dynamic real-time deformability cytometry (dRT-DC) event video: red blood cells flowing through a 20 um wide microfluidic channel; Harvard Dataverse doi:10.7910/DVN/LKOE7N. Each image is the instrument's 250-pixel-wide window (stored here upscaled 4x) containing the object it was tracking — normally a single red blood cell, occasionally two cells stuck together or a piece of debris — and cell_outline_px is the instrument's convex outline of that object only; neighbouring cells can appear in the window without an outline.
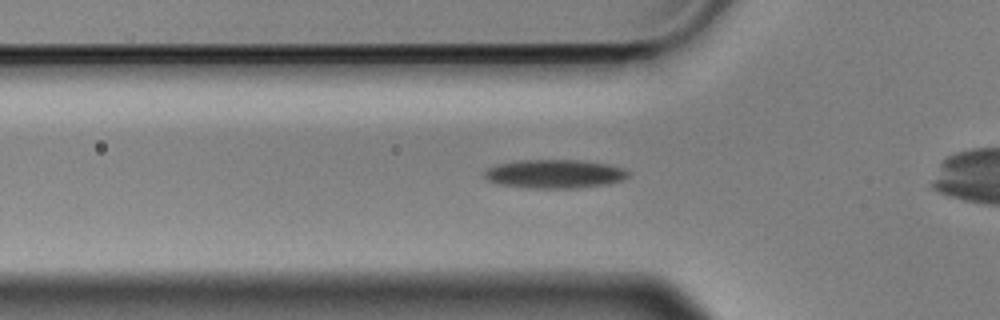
{"species": "Egyptian fruit bat (a non-hibernating species)", "species_latin": "Rousettus aegyptiacus", "temperature_condition": "cold", "stored_images_in_passage": 38, "camera_frame_rate_fps": 3000, "um_per_image_px": 0.085, "animal": {"sex": "male"}, "frame": {"image": 1, "passage_image": 6, "time_ms": 1.667, "image_size_px": [1000, 320], "cell_outline_px": [[632, 172], [628, 176], [620, 180], [604, 184], [576, 188], [532, 188], [496, 184], [488, 180], [484, 176], [484, 172], [488, 168], [500, 164], [516, 160], [576, 160], [608, 164], [624, 168]], "centroid_in_image_um": [47.13, 14.78], "position_along_channel_um": 78.7, "area_um2": 23.93}}
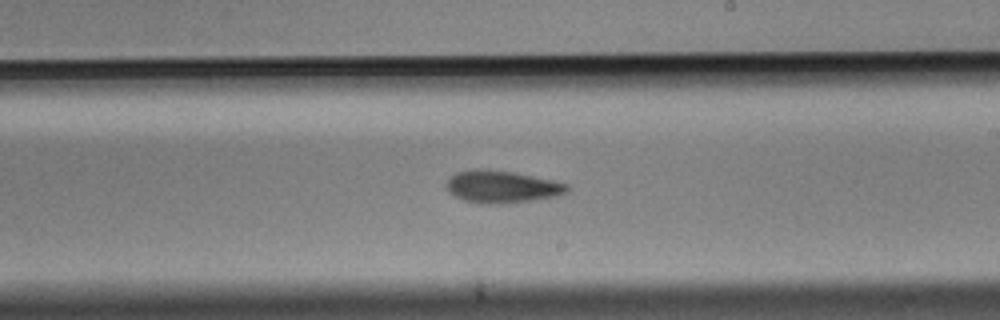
{"frame": {"image": 2, "passage_image": 20, "time_ms": 6.333, "image_size_px": [1000, 320], "cell_outline_px": [[568, 188], [564, 192], [552, 196], [536, 200], [496, 204], [480, 204], [464, 200], [456, 196], [444, 184], [456, 172], [512, 172], [552, 180], [568, 184]], "centroid_in_image_um": [42.68, 15.92], "position_along_channel_um": 246.3, "area_um2": 21.5}}
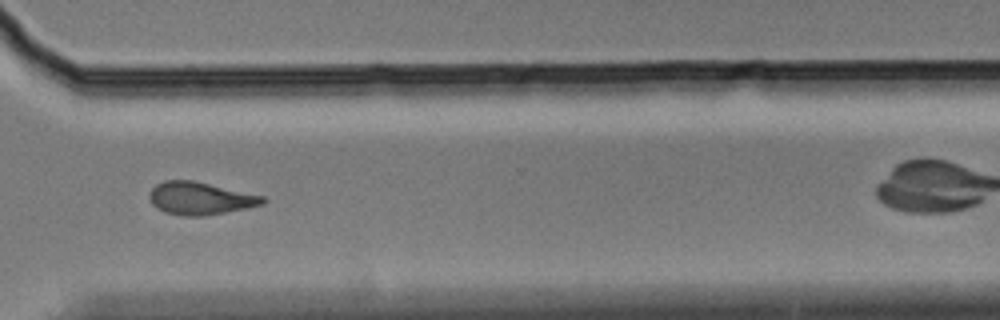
{"frame": {"image": 3, "passage_image": 29, "time_ms": 9.333, "image_size_px": [1000, 320], "cell_outline_px": [[268, 200], [264, 204], [204, 216], [184, 216], [164, 212], [156, 208], [152, 204], [152, 188], [156, 184], [164, 180], [192, 180], [264, 196]], "centroid_in_image_um": [17.03, 16.86], "position_along_channel_um": 353.6, "area_um2": 21.27}}